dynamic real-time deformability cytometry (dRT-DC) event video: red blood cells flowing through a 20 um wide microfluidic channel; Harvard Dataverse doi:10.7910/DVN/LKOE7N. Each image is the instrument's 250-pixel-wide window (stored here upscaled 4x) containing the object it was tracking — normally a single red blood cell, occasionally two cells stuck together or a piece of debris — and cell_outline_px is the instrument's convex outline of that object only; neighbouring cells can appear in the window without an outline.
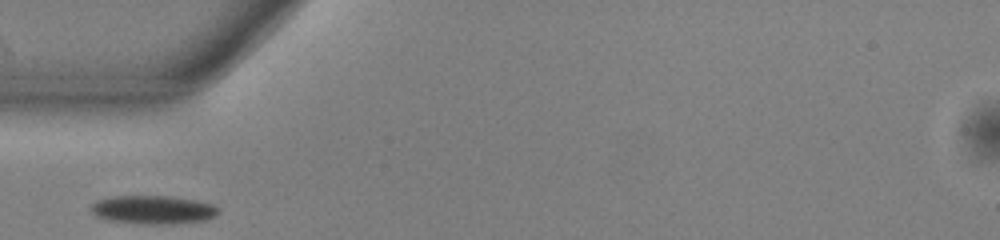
{"species": "common noctule bat (a hibernating species)", "species_latin": "Nyctalus noctula", "temperature_condition": "warm", "stored_images_in_passage": 13, "camera_frame_rate_fps": 3000, "um_per_image_px": 0.085, "animal": {"sex": "male", "body_mass_g": 13.0, "forearm_length_mm": 53.1}, "frame": {"image": 1, "passage_image": 1, "time_ms": 0.0, "image_size_px": [1000, 240], "cell_outline_px": [[220, 212], [216, 216], [208, 220], [176, 224], [140, 224], [108, 220], [96, 216], [88, 208], [96, 200], [116, 196], [172, 196], [196, 200], [212, 204], [220, 208]], "centroid_in_image_um": [13.05, 17.83], "position_along_channel_um": 72.0, "area_um2": 21.56}}
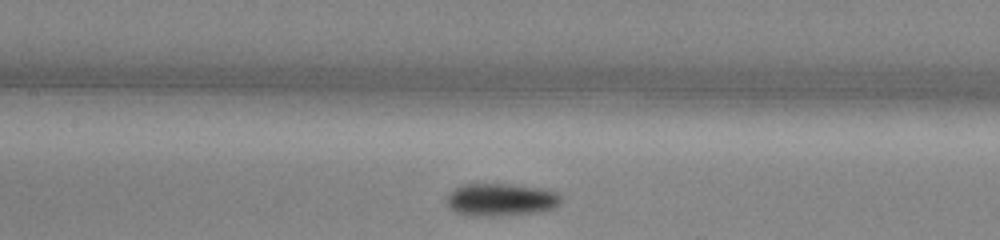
{"frame": {"image": 2, "passage_image": 8, "time_ms": 2.333, "image_size_px": [1000, 240], "cell_outline_px": [[560, 204], [556, 208], [540, 212], [500, 216], [468, 216], [452, 212], [448, 208], [448, 196], [456, 188], [464, 184], [516, 184], [540, 188], [556, 192], [560, 196]], "centroid_in_image_um": [42.58, 16.99], "position_along_channel_um": 164.8, "area_um2": 22.02}}
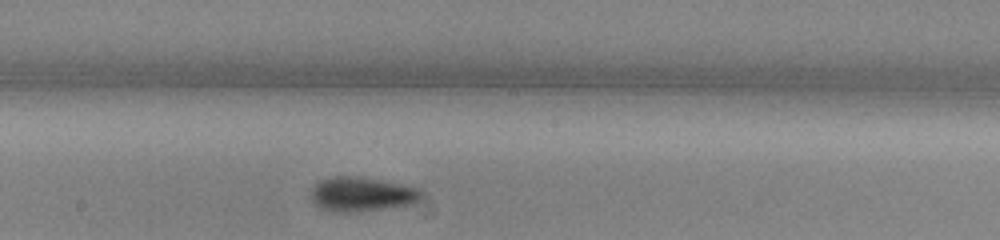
{"frame": {"image": 3, "passage_image": 12, "time_ms": 3.667, "image_size_px": [1000, 240], "cell_outline_px": [[436, 212], [432, 216], [424, 216], [332, 212], [320, 208], [308, 196], [308, 188], [320, 180], [336, 176], [356, 176], [400, 184], [412, 188]], "centroid_in_image_um": [31.25, 16.75], "position_along_channel_um": 216.9, "area_um2": 26.65}}